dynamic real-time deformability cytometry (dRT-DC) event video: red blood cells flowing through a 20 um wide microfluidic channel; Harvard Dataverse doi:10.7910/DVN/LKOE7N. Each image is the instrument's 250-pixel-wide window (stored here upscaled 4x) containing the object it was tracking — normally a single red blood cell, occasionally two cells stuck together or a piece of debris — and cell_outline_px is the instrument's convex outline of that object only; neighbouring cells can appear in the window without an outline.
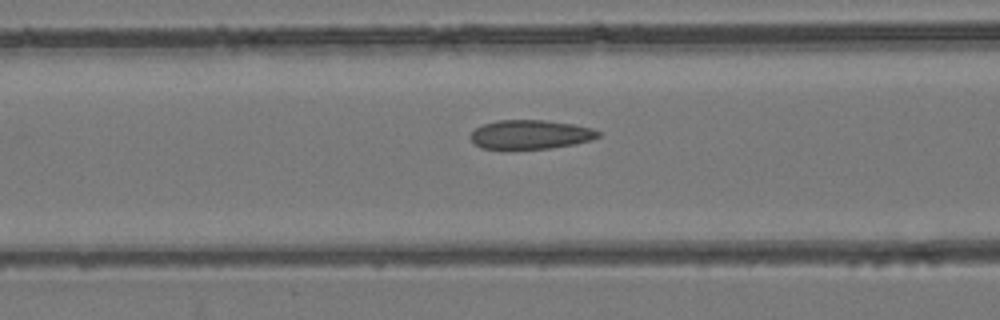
{"species": "common noctule bat (a hibernating species)", "species_latin": "Nyctalus noctula", "temperature_condition": "room temperature", "stored_images_in_passage": 31, "camera_frame_rate_fps": 3000, "um_per_image_px": 0.085, "animal": {"sex": "female", "body_mass_g": 24.6, "forearm_length_mm": 56.2}, "frame": {"image": 1, "passage_image": 6, "time_ms": 1.667, "image_size_px": [1000, 320], "cell_outline_px": [[604, 132], [600, 136], [592, 140], [576, 144], [552, 148], [480, 148], [468, 136], [476, 128], [484, 124], [496, 120], [544, 120], [572, 124], [592, 128]], "centroid_in_image_um": [45.14, 11.42], "position_along_channel_um": 121.5, "area_um2": 21.62}}
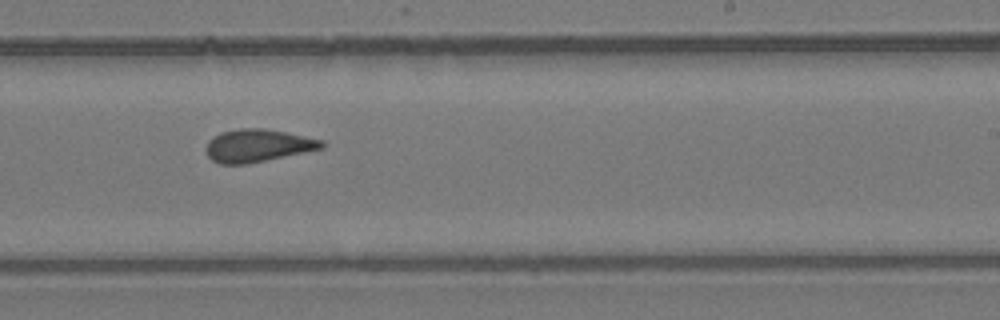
{"frame": {"image": 2, "passage_image": 16, "time_ms": 5.0, "image_size_px": [1000, 320], "cell_outline_px": [[328, 144], [324, 148], [244, 164], [220, 164], [212, 160], [208, 156], [204, 148], [208, 140], [220, 132], [240, 128], [264, 128], [324, 140]], "centroid_in_image_um": [21.89, 12.36], "position_along_channel_um": 267.1, "area_um2": 22.02}}
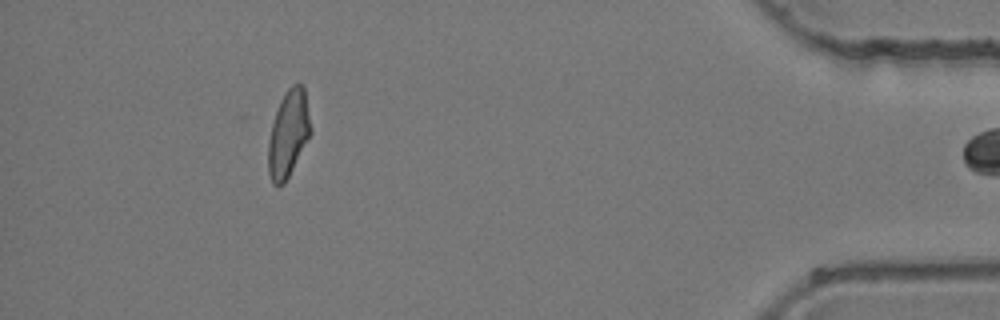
{"frame": {"image": 3, "passage_image": 30, "time_ms": 9.667, "image_size_px": [1000, 320], "cell_outline_px": [[312, 132], [284, 184], [272, 184], [268, 172], [268, 140], [272, 124], [280, 100], [288, 88], [292, 84], [300, 84], [304, 88], [312, 128]], "centroid_in_image_um": [24.51, 11.36], "position_along_channel_um": 410.7, "area_um2": 21.27}}